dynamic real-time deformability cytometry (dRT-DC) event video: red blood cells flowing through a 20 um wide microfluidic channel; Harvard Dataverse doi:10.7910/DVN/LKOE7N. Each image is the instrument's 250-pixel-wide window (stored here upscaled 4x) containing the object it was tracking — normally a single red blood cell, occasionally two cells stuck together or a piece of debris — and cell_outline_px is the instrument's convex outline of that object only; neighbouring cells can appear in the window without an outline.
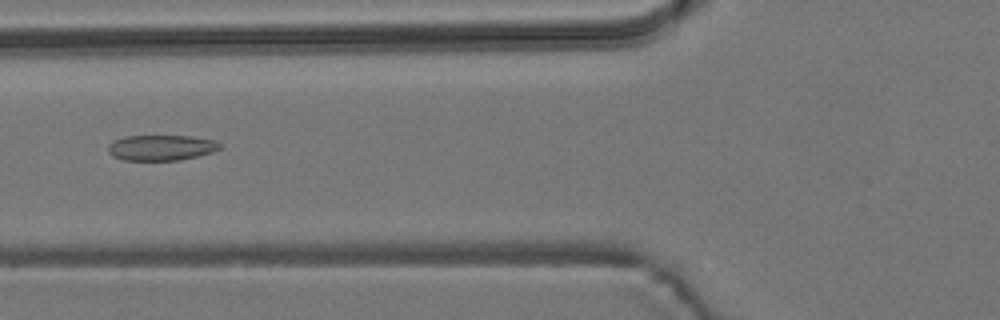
{"species": "common noctule bat (a hibernating species)", "species_latin": "Nyctalus noctula", "temperature_condition": "room temperature", "stored_images_in_passage": 4, "camera_frame_rate_fps": 3000, "um_per_image_px": 0.085, "animal": {"sex": "male", "body_mass_g": 19.2, "forearm_length_mm": 51.8}, "frame": {"image": 1, "passage_image": 4, "time_ms": 4.333, "image_size_px": [1000, 320], "cell_outline_px": [[220, 148], [212, 152], [180, 160], [124, 160], [112, 156], [108, 152], [108, 144], [124, 136], [192, 136], [216, 140], [220, 144]], "centroid_in_image_um": [13.69, 12.55], "position_along_channel_um": 112.1, "area_um2": 16.59}}